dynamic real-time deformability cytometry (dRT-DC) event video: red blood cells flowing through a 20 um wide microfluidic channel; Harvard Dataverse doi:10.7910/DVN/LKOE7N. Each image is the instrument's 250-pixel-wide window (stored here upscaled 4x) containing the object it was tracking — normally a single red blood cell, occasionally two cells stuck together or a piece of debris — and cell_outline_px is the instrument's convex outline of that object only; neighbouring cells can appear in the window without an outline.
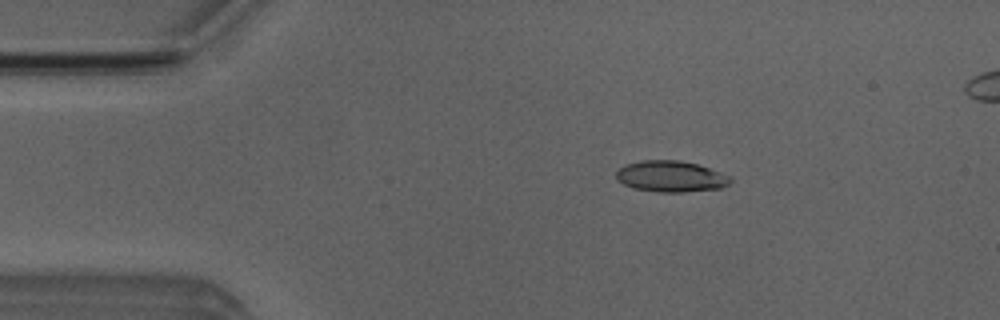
{"species": "Egyptian fruit bat (a non-hibernating species)", "species_latin": "Rousettus aegyptiacus", "temperature_condition": "room temperature", "stored_images_in_passage": 50, "camera_frame_rate_fps": 3000, "um_per_image_px": 0.085, "animal": {"sex": "male"}, "frame": {"image": 1, "passage_image": 8, "time_ms": 2.333, "image_size_px": [1000, 320], "cell_outline_px": [[732, 180], [728, 184], [720, 188], [684, 192], [660, 192], [632, 188], [616, 180], [616, 172], [624, 164], [640, 160], [680, 160], [696, 164], [732, 176]], "centroid_in_image_um": [56.99, 14.99], "position_along_channel_um": 28.0, "area_um2": 20.81}}
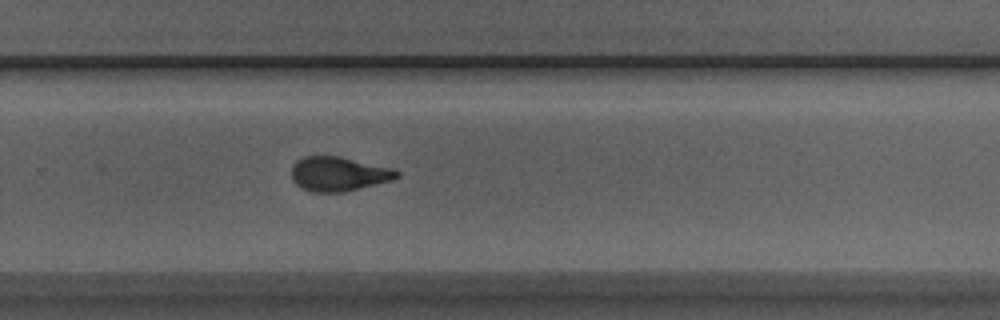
{"frame": {"image": 2, "passage_image": 33, "time_ms": 10.667, "image_size_px": [1000, 320], "cell_outline_px": [[400, 176], [392, 180], [344, 192], [312, 192], [300, 188], [292, 180], [292, 164], [296, 160], [304, 156], [340, 156], [396, 168], [400, 172]], "centroid_in_image_um": [28.8, 14.77], "position_along_channel_um": 301.0, "area_um2": 21.44}}
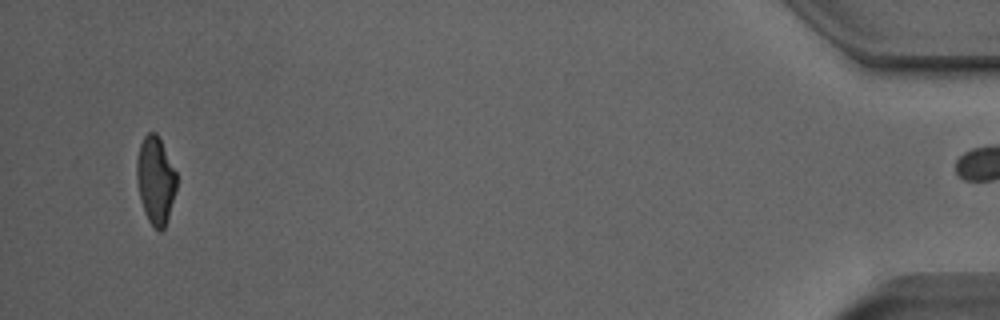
{"frame": {"image": 3, "passage_image": 49, "time_ms": 16.0, "image_size_px": [1000, 320], "cell_outline_px": [[176, 192], [164, 228], [160, 232], [148, 220], [144, 212], [136, 180], [136, 160], [140, 144], [144, 136], [148, 132], [156, 132], [176, 172]], "centroid_in_image_um": [13.21, 15.31], "position_along_channel_um": 422.0, "area_um2": 20.11}, "authors_computed_cell_mechanics": {"area_um2": 21.0681, "velocity_mm_per_s": 3.9162, "shape_relaxation_time_tau1_ms": 4.3615, "shape_relaxation_time_tau2_ms": 1.5993, "deformation_change_tau1": 0.1764, "deformation_change_tau2": 0.0858}}